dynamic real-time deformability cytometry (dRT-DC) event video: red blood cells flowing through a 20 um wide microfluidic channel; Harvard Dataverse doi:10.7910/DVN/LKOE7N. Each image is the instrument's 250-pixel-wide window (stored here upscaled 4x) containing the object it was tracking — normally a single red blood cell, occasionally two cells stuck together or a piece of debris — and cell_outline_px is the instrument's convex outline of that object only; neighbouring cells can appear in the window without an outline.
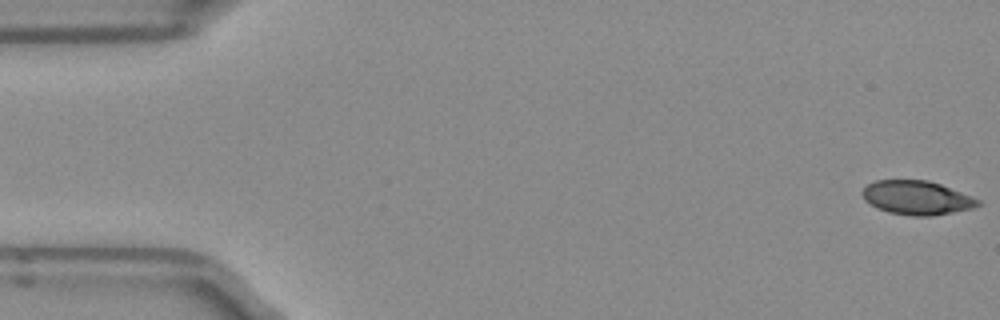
{"species": "Egyptian fruit bat (a non-hibernating species)", "species_latin": "Rousettus aegyptiacus", "temperature_condition": "room temperature", "stored_images_in_passage": 4, "camera_frame_rate_fps": 3000, "um_per_image_px": 0.085, "frame": {"image": 1, "passage_image": 1, "time_ms": 0.0, "image_size_px": [1000, 320], "cell_outline_px": [[980, 204], [972, 208], [932, 216], [912, 216], [888, 212], [876, 208], [864, 200], [860, 192], [868, 184], [876, 180], [928, 180], [940, 184], [980, 200]], "centroid_in_image_um": [77.87, 16.81], "position_along_channel_um": 7.1, "area_um2": 22.77}}
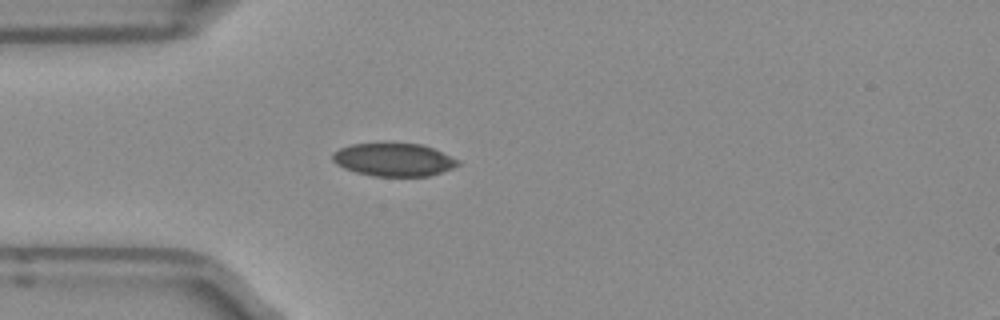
{"frame": {"image": 2, "passage_image": 4, "time_ms": 1.0, "image_size_px": [1000, 320], "cell_outline_px": [[460, 164], [452, 168], [428, 176], [372, 176], [356, 172], [344, 168], [336, 164], [332, 160], [332, 152], [340, 148], [352, 144], [420, 144], [432, 148], [460, 160]], "centroid_in_image_um": [33.44, 13.58], "position_along_channel_um": 51.6, "area_um2": 23.87}}